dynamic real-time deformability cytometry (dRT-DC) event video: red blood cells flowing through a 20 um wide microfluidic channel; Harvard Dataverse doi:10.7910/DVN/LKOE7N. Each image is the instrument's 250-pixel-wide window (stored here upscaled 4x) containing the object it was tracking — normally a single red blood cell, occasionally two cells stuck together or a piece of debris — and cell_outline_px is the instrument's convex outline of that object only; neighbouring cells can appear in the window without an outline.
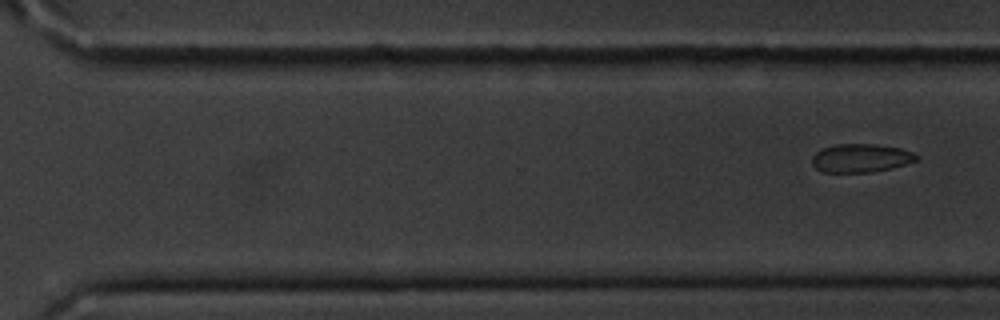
{"species": "common noctule bat (a hibernating species)", "species_latin": "Nyctalus noctula", "temperature_condition": "cold", "stored_images_in_passage": 12, "segment_of_instrument_passage": [2, 2], "camera_frame_rate_fps": 3000, "um_per_image_px": 0.085, "animal": {"sex": "male", "body_mass_g": 20.1, "forearm_length_mm": 53.5}, "frame": {"image": 1, "passage_image": 12, "time_ms": 14.667, "image_size_px": [1000, 320], "cell_outline_px": [[920, 156], [916, 160], [904, 164], [872, 172], [820, 172], [812, 164], [812, 156], [820, 148], [836, 144], [872, 144], [900, 148], [912, 152]], "centroid_in_image_um": [73.11, 13.43], "position_along_channel_um": 297.5, "area_um2": 17.22}}